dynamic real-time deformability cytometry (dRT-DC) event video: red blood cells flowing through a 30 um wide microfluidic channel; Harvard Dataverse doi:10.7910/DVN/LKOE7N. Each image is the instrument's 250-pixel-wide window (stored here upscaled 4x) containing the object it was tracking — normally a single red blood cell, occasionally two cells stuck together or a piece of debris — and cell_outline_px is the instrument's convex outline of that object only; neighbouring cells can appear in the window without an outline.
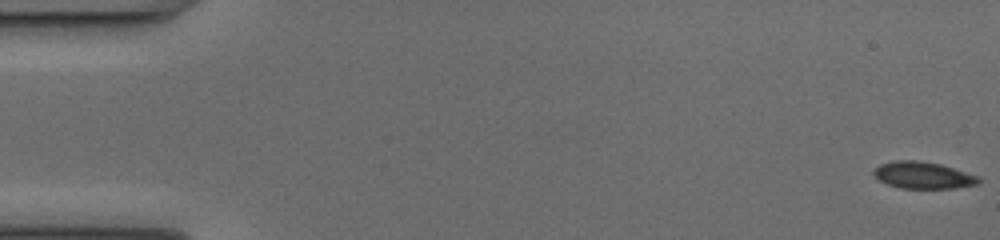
{"species": "common noctule bat (a hibernating species)", "species_latin": "Nyctalus noctula", "temperature_condition": "cold", "stored_images_in_passage": 23, "camera_frame_rate_fps": 3000, "um_per_image_px": 0.085, "animal": {"sex": "female", "body_mass_g": 17.0, "forearm_length_mm": 48.0}, "frame": {"image": 1, "passage_image": 1, "time_ms": 0.0, "image_size_px": [1000, 240], "cell_outline_px": [[980, 184], [952, 188], [900, 188], [888, 184], [872, 176], [872, 172], [880, 164], [892, 160], [920, 160], [940, 164], [980, 176]], "centroid_in_image_um": [78.45, 14.88], "position_along_channel_um": 6.5, "area_um2": 16.53}}
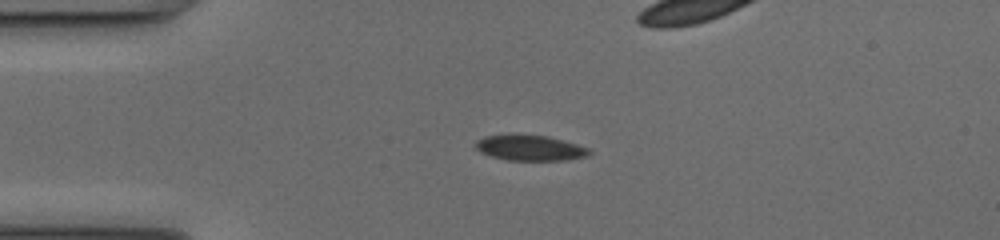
{"frame": {"image": 2, "passage_image": 13, "time_ms": 4.0, "image_size_px": [1000, 240], "cell_outline_px": [[592, 152], [588, 156], [568, 160], [508, 160], [492, 156], [480, 152], [476, 148], [476, 140], [484, 136], [508, 132], [548, 136], [576, 144], [588, 148]], "centroid_in_image_um": [45.01, 12.53], "position_along_channel_um": 40.0, "area_um2": 17.34}}
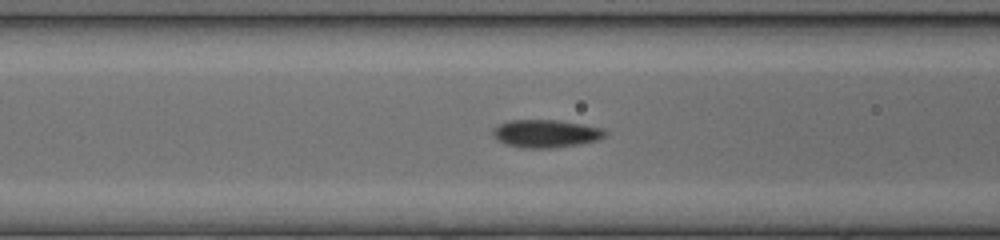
{"frame": {"image": 3, "passage_image": 21, "time_ms": 6.667, "image_size_px": [1000, 240], "cell_outline_px": [[608, 132], [604, 136], [596, 140], [580, 144], [548, 148], [524, 148], [508, 144], [500, 140], [492, 132], [492, 128], [508, 120], [560, 120], [584, 124], [604, 128]], "centroid_in_image_um": [46.44, 11.33], "position_along_channel_um": 120.2, "area_um2": 18.09}}